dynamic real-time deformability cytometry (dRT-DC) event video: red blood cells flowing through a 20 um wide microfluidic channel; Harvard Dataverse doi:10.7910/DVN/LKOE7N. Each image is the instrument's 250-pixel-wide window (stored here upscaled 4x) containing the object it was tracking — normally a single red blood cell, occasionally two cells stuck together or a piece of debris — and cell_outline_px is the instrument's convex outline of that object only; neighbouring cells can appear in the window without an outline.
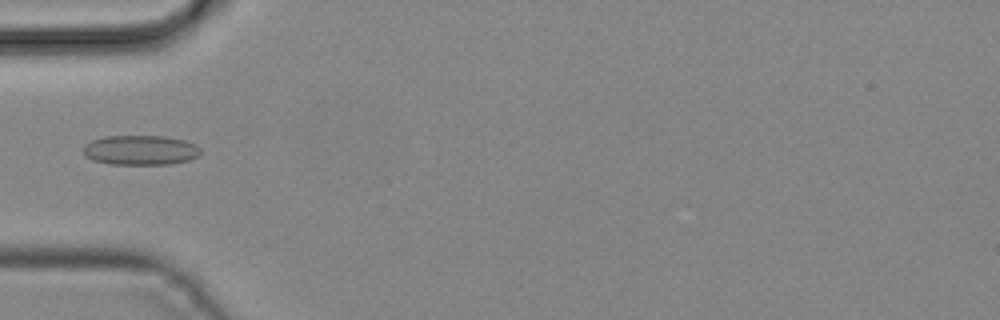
{"species": "common noctule bat (a hibernating species)", "species_latin": "Nyctalus noctula", "temperature_condition": "cold", "stored_images_in_passage": 2, "camera_frame_rate_fps": 3000, "um_per_image_px": 0.085, "animal": {"sex": "male", "body_mass_g": 19.2, "forearm_length_mm": 51.8}, "frame": {"image": 1, "passage_image": 1, "time_ms": 0.0, "image_size_px": [1000, 320], "cell_outline_px": [[200, 156], [188, 160], [172, 164], [108, 164], [92, 160], [84, 152], [84, 144], [92, 140], [104, 136], [164, 136], [184, 140], [196, 144], [200, 148]], "centroid_in_image_um": [11.96, 12.76], "position_along_channel_um": 73.0, "area_um2": 20.4}}
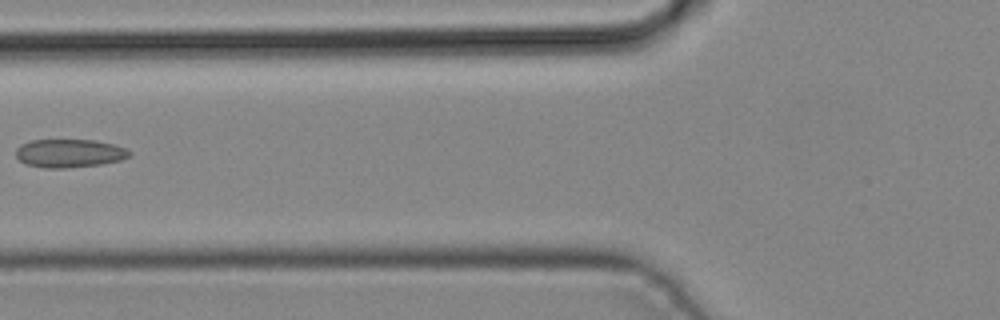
{"frame": {"image": 2, "passage_image": 2, "time_ms": 0.333, "image_size_px": [1000, 320], "cell_outline_px": [[132, 152], [128, 156], [120, 160], [100, 164], [68, 168], [44, 168], [24, 164], [16, 156], [16, 148], [20, 144], [32, 140], [96, 140], [112, 144], [124, 148]], "centroid_in_image_um": [5.85, 13.03], "position_along_channel_um": 120.0, "area_um2": 18.73}}